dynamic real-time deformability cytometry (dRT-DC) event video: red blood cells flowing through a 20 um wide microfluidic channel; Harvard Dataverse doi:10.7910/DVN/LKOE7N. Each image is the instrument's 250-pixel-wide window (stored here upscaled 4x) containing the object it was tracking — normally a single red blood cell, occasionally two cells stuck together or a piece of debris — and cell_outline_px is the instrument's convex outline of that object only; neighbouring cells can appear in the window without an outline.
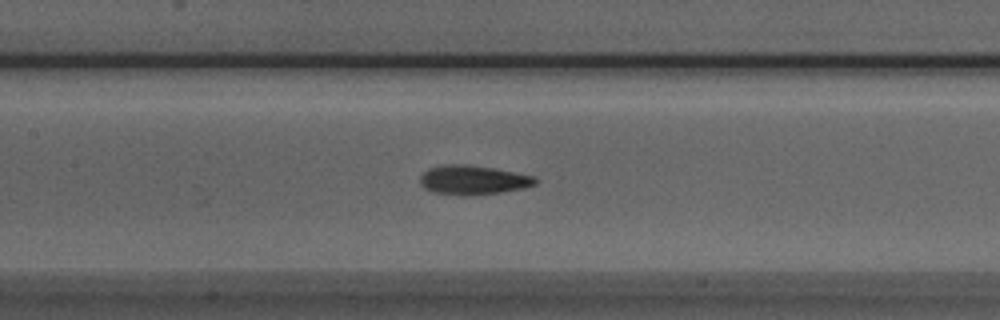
{"species": "Egyptian fruit bat (a non-hibernating species)", "species_latin": "Rousettus aegyptiacus", "temperature_condition": "room temperature", "stored_images_in_passage": 30, "camera_frame_rate_fps": 3000, "um_per_image_px": 0.085, "animal": {"sex": "male"}, "frame": {"image": 1, "passage_image": 8, "time_ms": 2.333, "image_size_px": [1000, 320], "cell_outline_px": [[540, 180], [536, 184], [524, 188], [500, 192], [472, 196], [464, 196], [432, 192], [424, 188], [420, 184], [420, 176], [428, 168], [444, 164], [468, 164], [496, 168], [536, 176]], "centroid_in_image_um": [40.23, 15.29], "position_along_channel_um": 167.2, "area_um2": 20.11}}
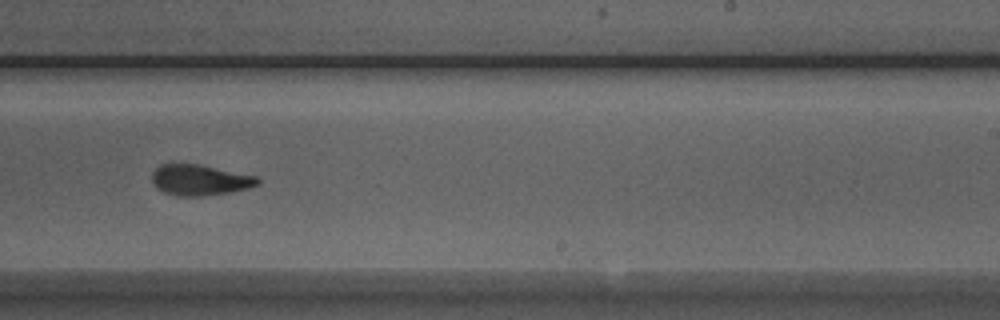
{"frame": {"image": 2, "passage_image": 16, "time_ms": 5.0, "image_size_px": [1000, 320], "cell_outline_px": [[260, 184], [248, 188], [228, 192], [200, 196], [176, 196], [164, 192], [156, 188], [152, 180], [152, 172], [160, 164], [200, 164], [256, 176], [260, 180]], "centroid_in_image_um": [16.97, 15.29], "position_along_channel_um": 272.0, "area_um2": 18.9}}
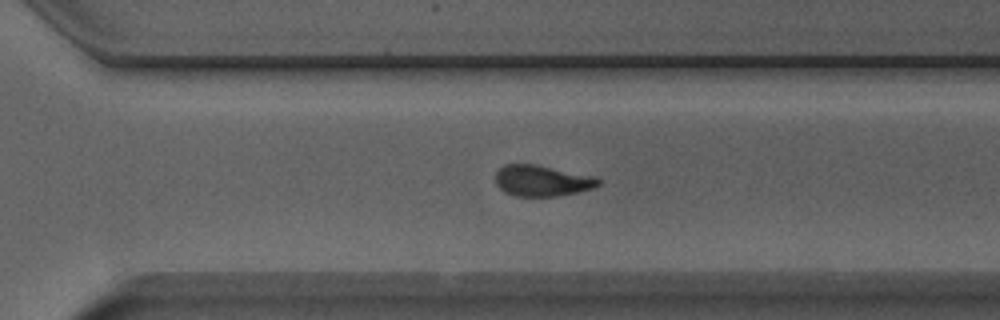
{"frame": {"image": 3, "passage_image": 20, "time_ms": 6.333, "image_size_px": [1000, 320], "cell_outline_px": [[600, 184], [592, 188], [576, 192], [556, 196], [516, 196], [504, 192], [496, 184], [496, 172], [504, 164], [536, 164], [592, 176], [600, 180]], "centroid_in_image_um": [46.03, 15.36], "position_along_channel_um": 324.6, "area_um2": 18.38}}